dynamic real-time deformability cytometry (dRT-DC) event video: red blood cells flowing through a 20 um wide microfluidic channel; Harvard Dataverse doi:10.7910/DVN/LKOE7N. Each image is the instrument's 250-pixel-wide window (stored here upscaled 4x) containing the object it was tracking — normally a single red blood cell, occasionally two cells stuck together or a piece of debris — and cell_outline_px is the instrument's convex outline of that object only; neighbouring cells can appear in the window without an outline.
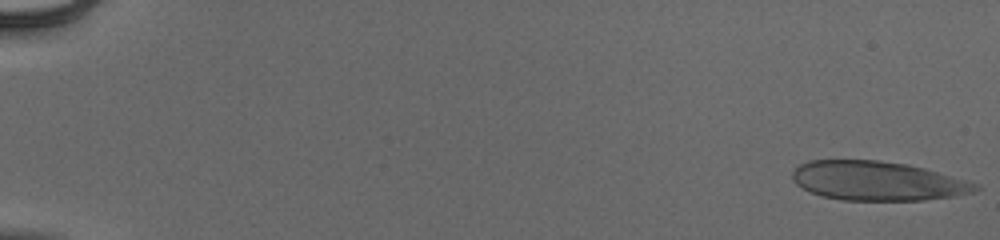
{"species": "human", "species_latin": "Homo sapiens", "temperature_condition": "cold", "stored_images_in_passage": 53, "camera_frame_rate_fps": 3000, "um_per_image_px": 0.085, "donor": {"sex": "male"}, "frame": {"image": 1, "passage_image": 1, "time_ms": 0.0, "image_size_px": [1000, 240], "cell_outline_px": [[980, 188], [972, 192], [952, 196], [920, 200], [844, 200], [820, 196], [796, 184], [792, 176], [792, 172], [800, 164], [808, 160], [876, 160], [908, 164], [924, 168], [968, 180], [980, 184]], "centroid_in_image_um": [74.58, 15.37], "position_along_channel_um": 10.4, "area_um2": 41.67}}
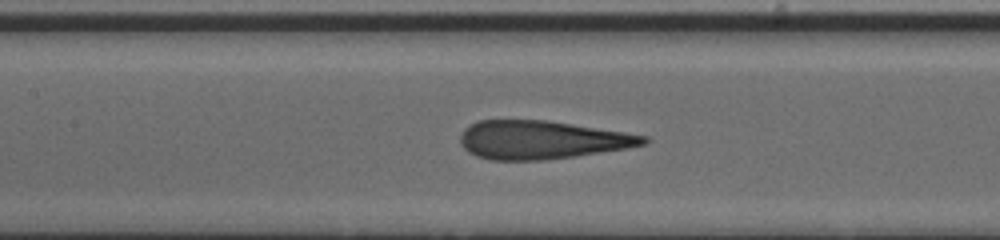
{"frame": {"image": 2, "passage_image": 27, "time_ms": 8.667, "image_size_px": [1000, 240], "cell_outline_px": [[648, 144], [624, 148], [572, 156], [544, 160], [492, 160], [476, 156], [468, 152], [460, 144], [460, 136], [464, 128], [476, 120], [548, 120], [624, 132], [648, 136]], "centroid_in_image_um": [45.99, 11.88], "position_along_channel_um": 161.4, "area_um2": 40.81}}
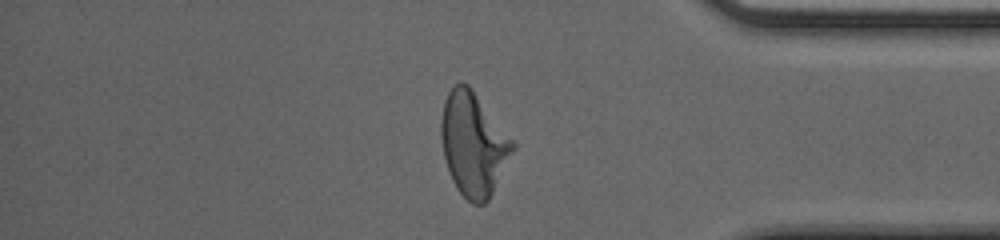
{"frame": {"image": 3, "passage_image": 46, "time_ms": 15.0, "image_size_px": [1000, 240], "cell_outline_px": [[516, 148], [488, 200], [484, 204], [472, 204], [456, 188], [452, 180], [444, 156], [440, 136], [440, 120], [444, 100], [448, 92], [460, 80], [468, 84], [472, 88], [516, 144]], "centroid_in_image_um": [40.23, 12.23], "position_along_channel_um": 395.0, "area_um2": 43.12}, "authors_computed_cell_mechanics": {"area_um2": 41.7894, "velocity_mm_per_s": 3.9444, "shape_relaxation_time_tau1_ms": 4.3125, "shape_relaxation_time_tau2_ms": 0.8721, "deformation_change_tau1": 0.2281, "deformation_change_tau2": 0.1165}}